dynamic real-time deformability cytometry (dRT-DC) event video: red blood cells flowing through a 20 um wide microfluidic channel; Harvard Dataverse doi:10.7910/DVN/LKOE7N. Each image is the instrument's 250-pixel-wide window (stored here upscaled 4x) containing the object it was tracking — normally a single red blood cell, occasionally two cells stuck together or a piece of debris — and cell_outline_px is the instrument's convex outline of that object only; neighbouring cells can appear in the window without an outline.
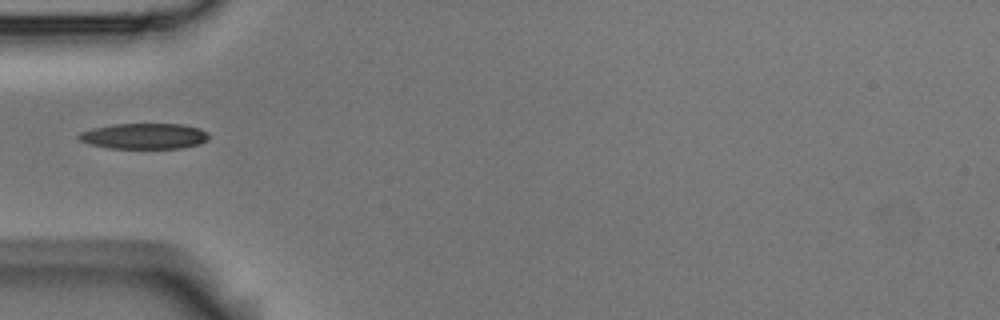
{"species": "Egyptian fruit bat (a non-hibernating species)", "species_latin": "Rousettus aegyptiacus", "temperature_condition": "room temperature", "stored_images_in_passage": 8, "camera_frame_rate_fps": 3000, "um_per_image_px": 0.085, "animal": {"sex": "male"}, "frame": {"image": 1, "passage_image": 5, "time_ms": 1.333, "image_size_px": [1000, 320], "cell_outline_px": [[208, 140], [200, 144], [180, 148], [108, 148], [88, 144], [80, 140], [76, 136], [80, 132], [92, 128], [112, 124], [180, 124], [200, 128], [208, 132]], "centroid_in_image_um": [12.24, 11.57], "position_along_channel_um": 72.8, "area_um2": 19.59}}
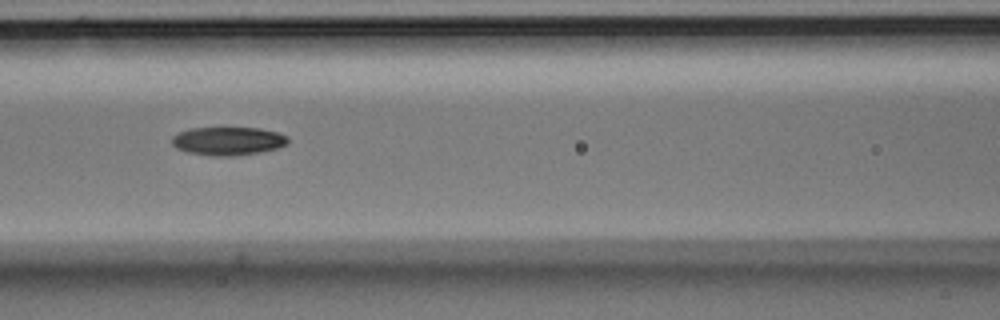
{"frame": {"image": 2, "passage_image": 7, "time_ms": 2.0, "image_size_px": [1000, 320], "cell_outline_px": [[288, 144], [280, 148], [260, 152], [232, 156], [212, 156], [188, 152], [176, 148], [172, 144], [172, 136], [188, 128], [260, 128], [280, 132], [288, 136]], "centroid_in_image_um": [19.42, 11.98], "position_along_channel_um": 147.2, "area_um2": 19.36}}
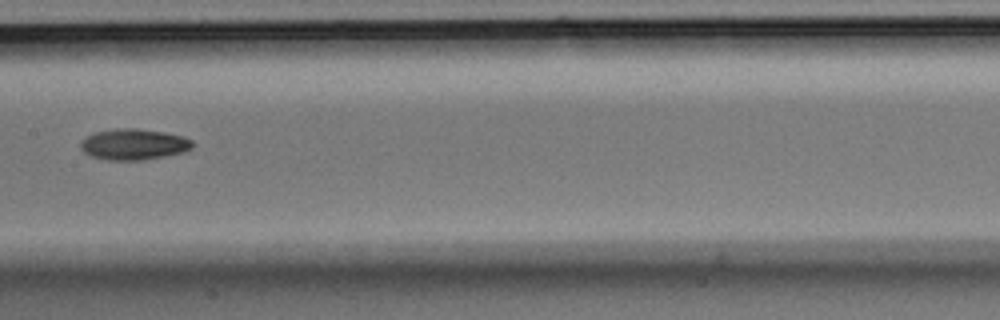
{"frame": {"image": 3, "passage_image": 8, "time_ms": 2.333, "image_size_px": [1000, 320], "cell_outline_px": [[192, 148], [184, 152], [144, 160], [108, 160], [92, 156], [84, 152], [80, 148], [80, 140], [84, 136], [96, 132], [116, 128], [136, 128], [160, 132], [180, 136], [192, 140]], "centroid_in_image_um": [11.31, 12.27], "position_along_channel_um": 196.1, "area_um2": 20.11}}